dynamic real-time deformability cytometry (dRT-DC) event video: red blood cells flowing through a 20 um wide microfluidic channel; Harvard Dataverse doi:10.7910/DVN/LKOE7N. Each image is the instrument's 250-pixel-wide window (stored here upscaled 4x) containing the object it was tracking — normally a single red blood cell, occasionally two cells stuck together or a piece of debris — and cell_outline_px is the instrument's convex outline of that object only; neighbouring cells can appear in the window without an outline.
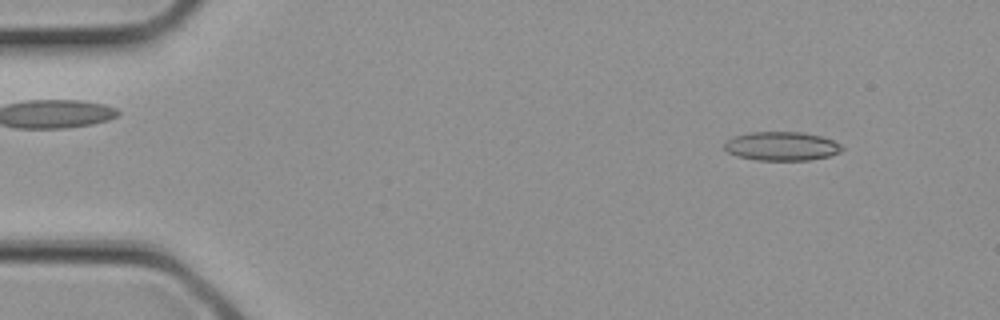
{"species": "common noctule bat (a hibernating species)", "species_latin": "Nyctalus noctula", "temperature_condition": "cold", "stored_images_in_passage": 3, "camera_frame_rate_fps": 3000, "um_per_image_px": 0.085, "animal": {"sex": "female", "body_mass_g": 21.9}, "frame": {"image": 1, "passage_image": 3, "time_ms": 0.667, "image_size_px": [1000, 320], "cell_outline_px": [[844, 148], [840, 152], [828, 156], [808, 160], [756, 160], [736, 156], [728, 152], [724, 148], [724, 144], [732, 136], [752, 132], [800, 132], [820, 136], [832, 140], [840, 144]], "centroid_in_image_um": [66.42, 12.43], "position_along_channel_um": 18.6, "area_um2": 19.71}}